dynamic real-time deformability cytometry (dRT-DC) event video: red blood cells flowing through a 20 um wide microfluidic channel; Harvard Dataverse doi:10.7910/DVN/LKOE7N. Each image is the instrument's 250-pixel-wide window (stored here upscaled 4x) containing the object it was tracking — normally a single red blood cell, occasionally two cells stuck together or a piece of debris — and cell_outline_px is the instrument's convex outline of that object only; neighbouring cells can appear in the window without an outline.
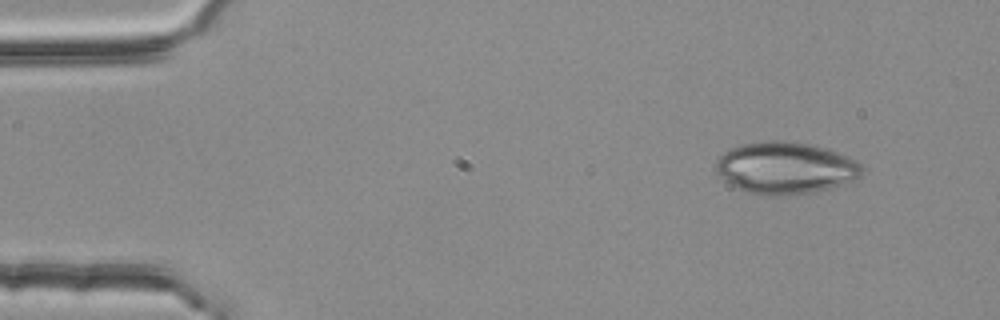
{"species": "common noctule bat (a hibernating species)", "species_latin": "Nyctalus noctula", "temperature_condition": "room temperature", "stored_images_in_passage": 4, "camera_frame_rate_fps": 3000, "um_per_image_px": 0.085, "animal": {"sex": "female", "body_mass_g": 25.1}, "frame": {"image": 1, "passage_image": 1, "time_ms": 0.0, "image_size_px": [1000, 320], "cell_outline_px": [[864, 168], [860, 176], [844, 184], [828, 188], [808, 192], [780, 196], [760, 196], [744, 192], [720, 176], [716, 172], [716, 160], [724, 152], [732, 148], [744, 144], [808, 144], [824, 148], [848, 156], [856, 160]], "centroid_in_image_um": [66.77, 14.34], "position_along_channel_um": 18.2, "area_um2": 42.89}}